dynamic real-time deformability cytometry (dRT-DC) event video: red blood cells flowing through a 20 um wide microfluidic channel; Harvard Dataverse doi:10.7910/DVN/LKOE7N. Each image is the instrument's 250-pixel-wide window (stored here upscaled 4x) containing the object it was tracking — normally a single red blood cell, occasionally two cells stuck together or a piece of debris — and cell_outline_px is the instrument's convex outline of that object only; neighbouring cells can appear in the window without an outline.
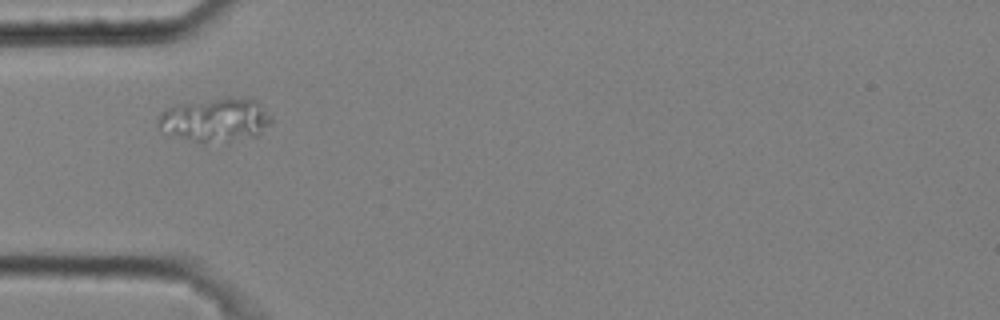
{"species": "common noctule bat (a hibernating species)", "species_latin": "Nyctalus noctula", "temperature_condition": "cold", "stored_images_in_passage": 32, "camera_frame_rate_fps": 3000, "um_per_image_px": 0.085, "animal": {"sex": "male", "body_mass_g": 20.4}, "frame": {"image": 1, "passage_image": 1, "time_ms": 0.0, "image_size_px": [1000, 320], "cell_outline_px": [[272, 124], [256, 136], [204, 144], [168, 132], [160, 128], [156, 124], [156, 116], [160, 112], [176, 104], [228, 96], [256, 100], [272, 116]], "centroid_in_image_um": [18.32, 10.16], "position_along_channel_um": 66.7, "area_um2": 29.02}}
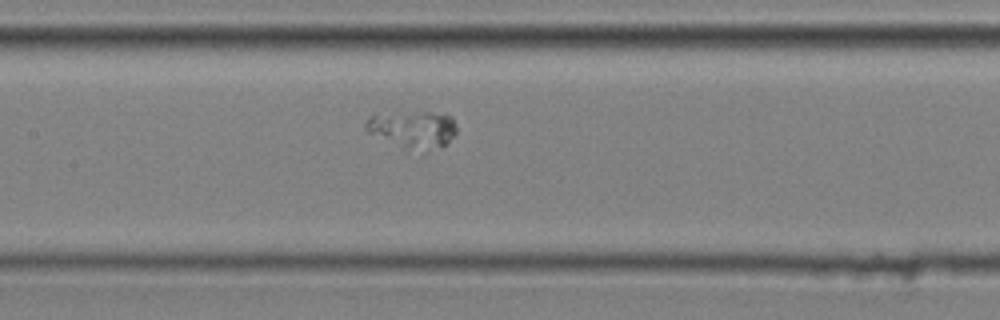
{"frame": {"image": 2, "passage_image": 10, "time_ms": 3.0, "image_size_px": [1000, 320], "cell_outline_px": [[456, 132], [444, 144], [424, 152], [408, 148], [368, 132], [364, 128], [364, 124], [368, 116], [424, 112], [428, 112], [452, 116], [456, 128]], "centroid_in_image_um": [35.11, 10.99], "position_along_channel_um": 172.3, "area_um2": 18.79}}
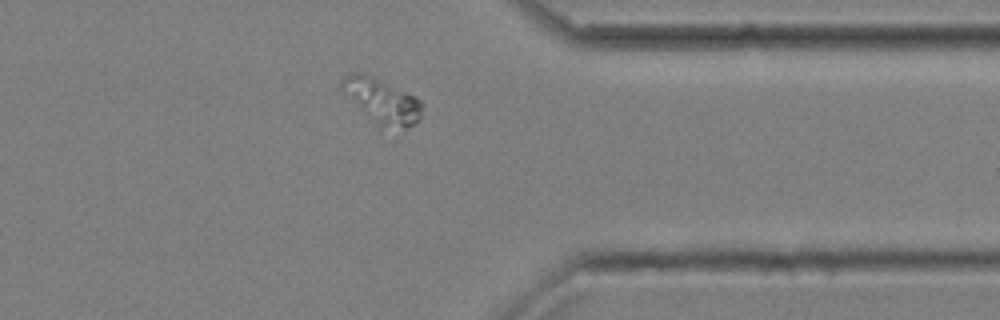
{"frame": {"image": 3, "passage_image": 28, "time_ms": 9.0, "image_size_px": [1000, 320], "cell_outline_px": [[424, 104], [420, 120], [408, 128], [404, 128], [376, 124], [340, 88], [340, 80], [344, 76], [352, 72], [356, 72], [368, 76], [416, 96]], "centroid_in_image_um": [32.51, 8.58], "position_along_channel_um": 378.9, "area_um2": 20.11}}